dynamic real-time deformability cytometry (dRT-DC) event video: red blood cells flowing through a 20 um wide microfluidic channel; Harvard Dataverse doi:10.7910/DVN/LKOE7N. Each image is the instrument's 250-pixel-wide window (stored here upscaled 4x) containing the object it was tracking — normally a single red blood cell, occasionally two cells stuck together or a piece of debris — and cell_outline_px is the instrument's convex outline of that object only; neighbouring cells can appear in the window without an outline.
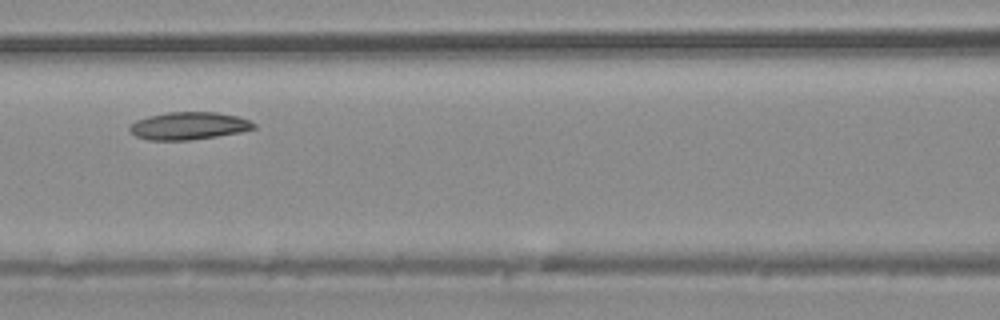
{"species": "common noctule bat (a hibernating species)", "species_latin": "Nyctalus noctula", "temperature_condition": "warm", "stored_images_in_passage": 5, "camera_frame_rate_fps": 3000, "um_per_image_px": 0.085, "animal": {"sex": "male", "body_mass_g": 20.4}, "frame": {"image": 1, "passage_image": 5, "time_ms": 5.333, "image_size_px": [1000, 320], "cell_outline_px": [[256, 128], [240, 132], [216, 136], [188, 140], [148, 140], [136, 136], [128, 128], [136, 120], [148, 116], [168, 112], [216, 112], [236, 116], [248, 120], [256, 124]], "centroid_in_image_um": [16.04, 10.69], "position_along_channel_um": 150.6, "area_um2": 19.77}}